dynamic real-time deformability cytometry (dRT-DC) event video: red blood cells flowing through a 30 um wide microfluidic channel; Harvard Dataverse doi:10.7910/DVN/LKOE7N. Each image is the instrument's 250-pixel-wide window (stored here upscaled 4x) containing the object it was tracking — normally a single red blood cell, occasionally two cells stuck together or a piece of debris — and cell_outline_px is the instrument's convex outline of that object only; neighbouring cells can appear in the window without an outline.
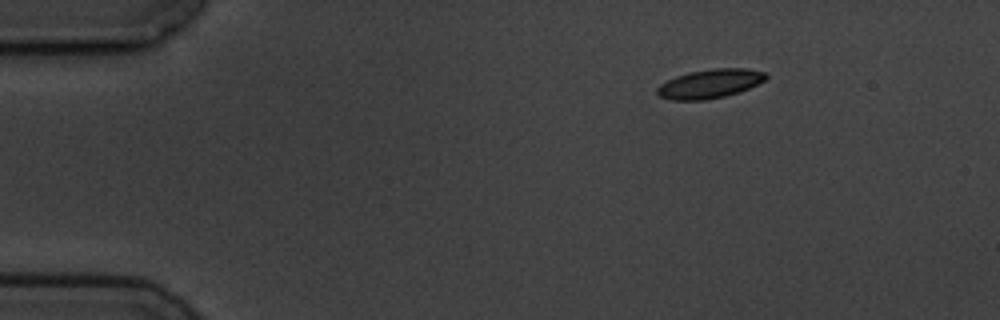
{"species": "common noctule bat (a hibernating species)", "species_latin": "Nyctalus noctula", "temperature_condition": "cold", "stored_images_in_passage": 5, "camera_frame_rate_fps": 3000, "um_per_image_px": 0.085, "animal": {"sex": "male", "body_mass_g": 19.5, "forearm_length_mm": 54.6}, "frame": {"image": 1, "passage_image": 1, "time_ms": 0.0, "image_size_px": [1000, 320], "cell_outline_px": [[768, 76], [764, 80], [740, 92], [724, 96], [704, 100], [672, 100], [660, 96], [656, 92], [656, 88], [660, 84], [676, 76], [688, 72], [712, 68], [744, 68], [764, 72]], "centroid_in_image_um": [60.31, 7.11], "position_along_channel_um": 24.7, "area_um2": 18.26}}
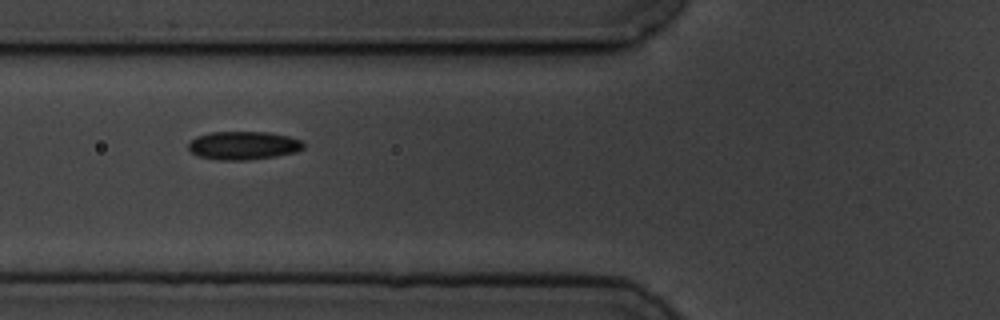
{"frame": {"image": 2, "passage_image": 4, "time_ms": 4.333, "image_size_px": [1000, 320], "cell_outline_px": [[304, 148], [296, 152], [276, 156], [248, 160], [220, 160], [196, 156], [188, 148], [188, 144], [196, 136], [212, 132], [268, 132], [288, 136], [300, 140], [304, 144]], "centroid_in_image_um": [20.68, 12.37], "position_along_channel_um": 105.1, "area_um2": 19.02}}
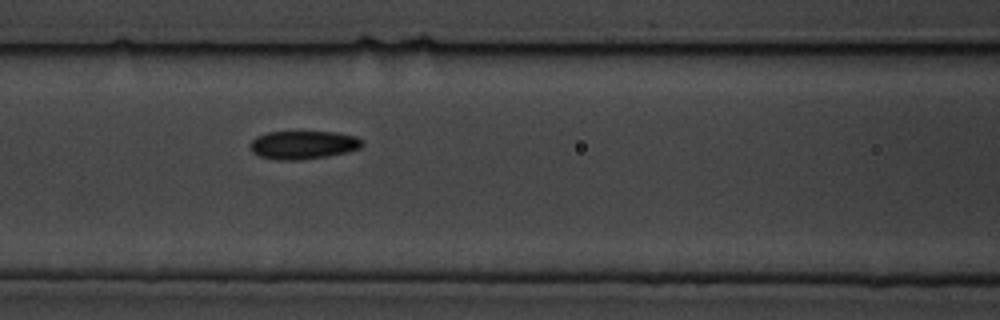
{"frame": {"image": 3, "passage_image": 5, "time_ms": 5.333, "image_size_px": [1000, 320], "cell_outline_px": [[364, 144], [360, 148], [348, 152], [328, 156], [296, 160], [276, 160], [260, 156], [252, 152], [252, 140], [256, 136], [268, 132], [336, 132], [356, 136]], "centroid_in_image_um": [25.79, 12.32], "position_along_channel_um": 140.8, "area_um2": 18.38}}